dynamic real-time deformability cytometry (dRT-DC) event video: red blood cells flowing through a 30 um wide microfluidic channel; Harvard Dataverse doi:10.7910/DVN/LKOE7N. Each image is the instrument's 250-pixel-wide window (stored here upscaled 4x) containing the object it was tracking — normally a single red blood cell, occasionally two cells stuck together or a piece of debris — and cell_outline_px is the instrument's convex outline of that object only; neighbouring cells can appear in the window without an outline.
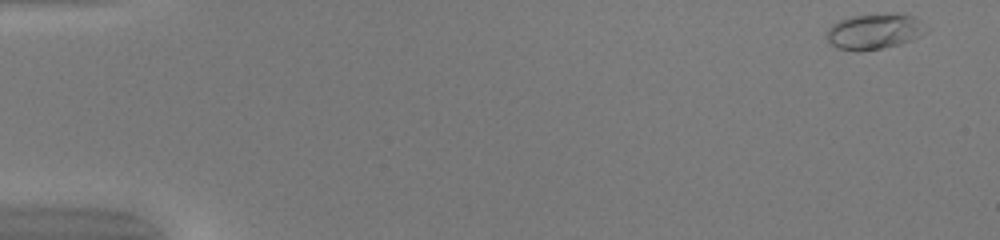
{"species": "common noctule bat (a hibernating species)", "species_latin": "Nyctalus noctula", "temperature_condition": "warm", "stored_images_in_passage": 49, "camera_frame_rate_fps": 3000, "um_per_image_px": 0.085, "animal": {"sex": "female", "body_mass_g": 20.0, "forearm_length_mm": 54.0}, "frame": {"image": 1, "passage_image": 1, "time_ms": 0.0, "image_size_px": [1000, 240], "cell_outline_px": [[928, 32], [920, 36], [900, 44], [880, 48], [836, 48], [828, 44], [828, 28], [832, 24], [840, 20], [852, 16], [896, 12], [912, 16], [920, 20]], "centroid_in_image_um": [74.36, 2.62], "position_along_channel_um": 10.6, "area_um2": 20.11}}
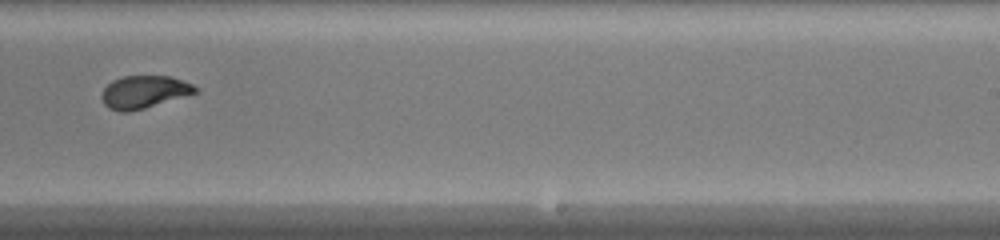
{"frame": {"image": 2, "passage_image": 31, "time_ms": 10.0, "image_size_px": [1000, 240], "cell_outline_px": [[200, 92], [144, 108], [128, 112], [120, 112], [108, 108], [104, 104], [100, 96], [104, 88], [112, 80], [124, 76], [172, 76], [192, 84], [200, 88]], "centroid_in_image_um": [12.26, 7.81], "position_along_channel_um": 276.7, "area_um2": 17.98}}
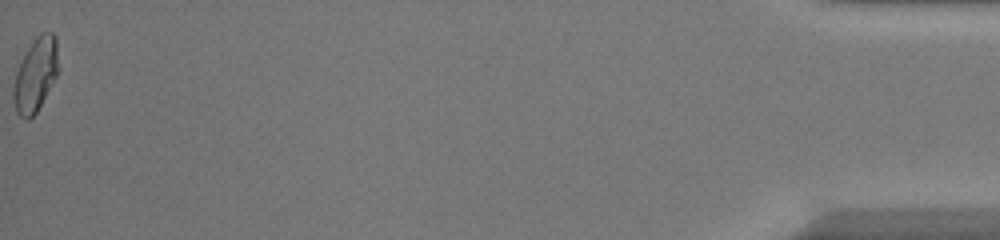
{"frame": {"image": 3, "passage_image": 49, "time_ms": 16.0, "image_size_px": [1000, 240], "cell_outline_px": [[56, 76], [36, 112], [28, 120], [24, 120], [16, 112], [12, 96], [12, 84], [16, 72], [32, 40], [40, 32], [52, 32], [56, 36]], "centroid_in_image_um": [2.97, 6.37], "position_along_channel_um": 432.2, "area_um2": 18.9}, "authors_computed_cell_mechanics": {"area_um2": 18.3804, "velocity_mm_per_s": 4.1923, "shape_relaxation_time_tau1_ms": 9.4819, "shape_relaxation_time_tau2_ms": null, "deformation_change_tau1": 0.2918, "deformation_change_tau2": null}}